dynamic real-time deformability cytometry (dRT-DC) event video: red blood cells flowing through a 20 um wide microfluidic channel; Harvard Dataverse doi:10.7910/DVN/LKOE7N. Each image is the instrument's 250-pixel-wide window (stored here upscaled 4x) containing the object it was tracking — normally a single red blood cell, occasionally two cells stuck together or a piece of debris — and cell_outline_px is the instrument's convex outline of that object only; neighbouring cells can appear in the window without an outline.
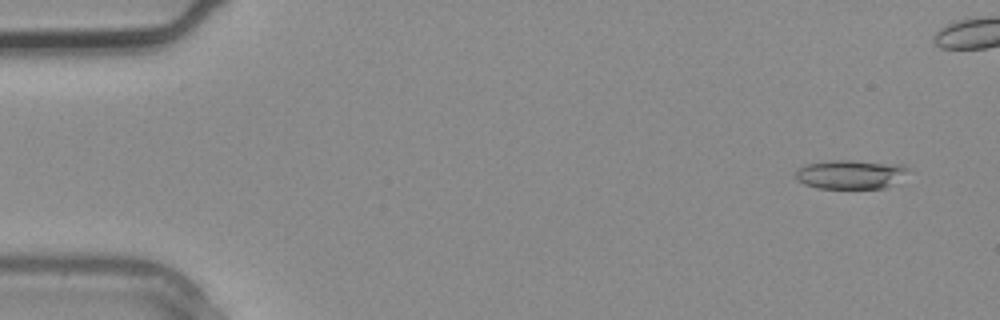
{"species": "common noctule bat (a hibernating species)", "species_latin": "Nyctalus noctula", "temperature_condition": "warm", "stored_images_in_passage": 3, "camera_frame_rate_fps": 3000, "um_per_image_px": 0.085, "animal": {"sex": "male", "body_mass_g": 20.4}, "frame": {"image": 1, "passage_image": 1, "time_ms": 0.0, "image_size_px": [1000, 320], "cell_outline_px": [[908, 168], [892, 184], [884, 188], [816, 188], [804, 184], [796, 180], [796, 172], [804, 164], [832, 160], [852, 160], [904, 164]], "centroid_in_image_um": [72.23, 14.81], "position_along_channel_um": 12.8, "area_um2": 18.84}}